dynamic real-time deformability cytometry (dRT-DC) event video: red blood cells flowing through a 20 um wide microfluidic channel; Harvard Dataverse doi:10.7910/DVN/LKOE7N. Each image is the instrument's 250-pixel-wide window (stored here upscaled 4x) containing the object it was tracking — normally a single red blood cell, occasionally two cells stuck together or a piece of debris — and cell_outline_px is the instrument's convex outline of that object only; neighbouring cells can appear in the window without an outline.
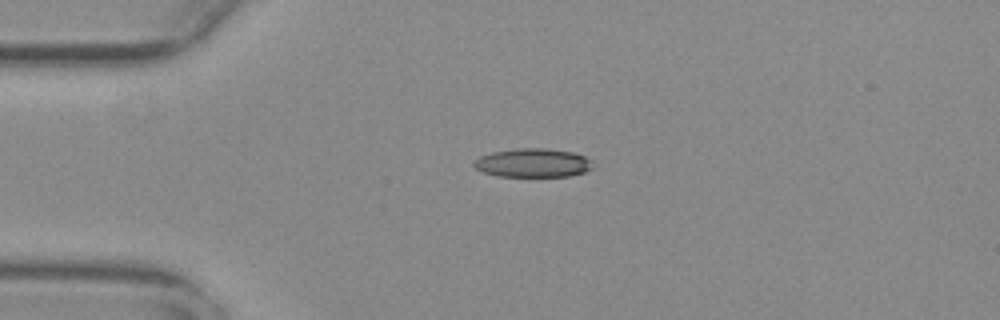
{"species": "common noctule bat (a hibernating species)", "species_latin": "Nyctalus noctula", "temperature_condition": "warm", "stored_images_in_passage": 43, "camera_frame_rate_fps": 3000, "um_per_image_px": 0.085, "animal": {"sex": "female", "body_mass_g": 29.2, "forearm_length_mm": 56.3}, "frame": {"image": 1, "passage_image": 1, "time_ms": 0.0, "image_size_px": [1000, 320], "cell_outline_px": [[592, 168], [584, 172], [568, 176], [496, 176], [484, 172], [476, 168], [472, 164], [472, 160], [480, 156], [492, 152], [520, 148], [544, 148], [572, 152], [584, 156], [592, 160]], "centroid_in_image_um": [45.27, 13.84], "position_along_channel_um": 39.7, "area_um2": 19.88}}
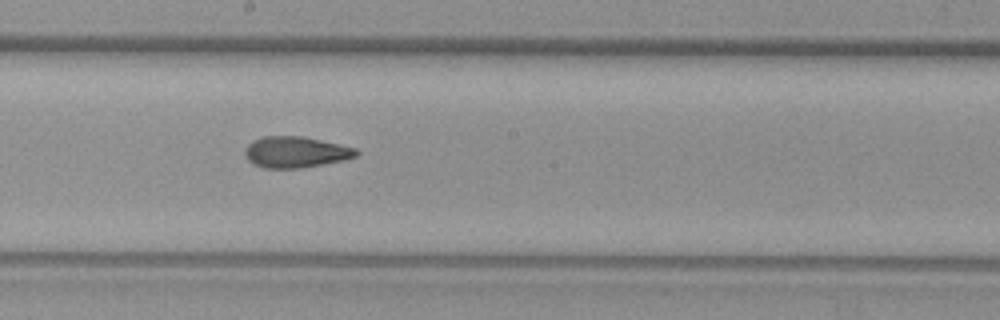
{"frame": {"image": 2, "passage_image": 18, "time_ms": 5.667, "image_size_px": [1000, 320], "cell_outline_px": [[360, 152], [356, 156], [344, 160], [300, 168], [264, 168], [252, 164], [244, 156], [244, 148], [248, 144], [264, 136], [304, 136], [340, 144], [356, 148]], "centroid_in_image_um": [25.12, 12.93], "position_along_channel_um": 223.1, "area_um2": 20.29}}
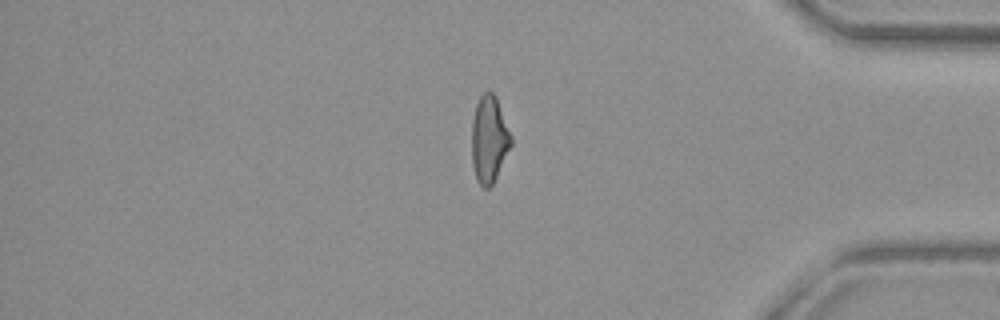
{"frame": {"image": 3, "passage_image": 34, "time_ms": 11.0, "image_size_px": [1000, 320], "cell_outline_px": [[512, 144], [492, 184], [488, 188], [484, 188], [476, 180], [472, 164], [472, 120], [476, 104], [480, 96], [484, 92], [492, 92], [496, 96], [512, 136]], "centroid_in_image_um": [41.57, 11.83], "position_along_channel_um": 393.6, "area_um2": 19.83}, "authors_computed_cell_mechanics": {"area_um2": 20.23, "velocity_mm_per_s": 3.7451, "shape_relaxation_time_tau1_ms": null, "shape_relaxation_time_tau2_ms": 3.2413, "deformation_change_tau1": null, "deformation_change_tau2": 0.117}}